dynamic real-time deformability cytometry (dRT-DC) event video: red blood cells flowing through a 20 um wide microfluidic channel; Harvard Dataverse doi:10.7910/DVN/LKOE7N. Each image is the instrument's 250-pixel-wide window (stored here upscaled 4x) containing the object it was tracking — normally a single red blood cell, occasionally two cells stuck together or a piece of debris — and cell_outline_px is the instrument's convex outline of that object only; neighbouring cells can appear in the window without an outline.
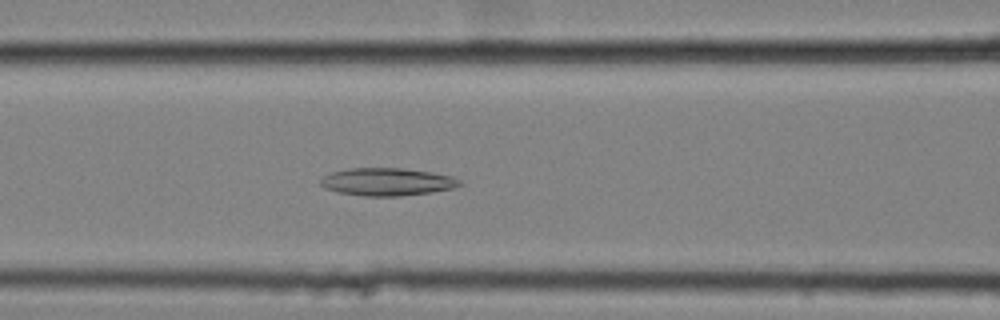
{"species": "common noctule bat (a hibernating species)", "species_latin": "Nyctalus noctula", "temperature_condition": "cold", "stored_images_in_passage": 56, "camera_frame_rate_fps": 3000, "um_per_image_px": 0.085, "animal": {"sex": "female", "body_mass_g": 25.1}, "frame": {"image": 1, "passage_image": 24, "time_ms": 7.667, "image_size_px": [1000, 320], "cell_outline_px": [[464, 184], [452, 188], [432, 192], [400, 196], [364, 196], [340, 192], [324, 188], [320, 184], [320, 180], [324, 176], [332, 172], [348, 168], [400, 168], [432, 172], [452, 176], [460, 180]], "centroid_in_image_um": [32.92, 15.45], "position_along_channel_um": 133.7, "area_um2": 22.43}}
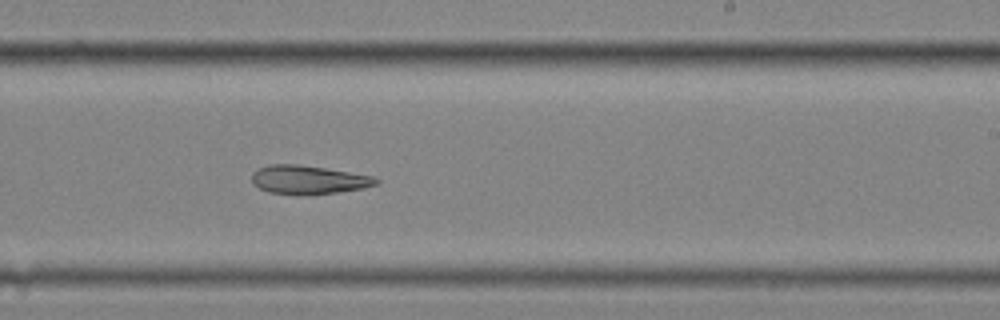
{"frame": {"image": 2, "passage_image": 35, "time_ms": 11.333, "image_size_px": [1000, 320], "cell_outline_px": [[380, 180], [376, 184], [364, 188], [308, 196], [268, 192], [252, 184], [252, 172], [268, 164], [296, 164], [324, 168], [372, 176]], "centroid_in_image_um": [26.17, 15.29], "position_along_channel_um": 262.8, "area_um2": 20.75}}
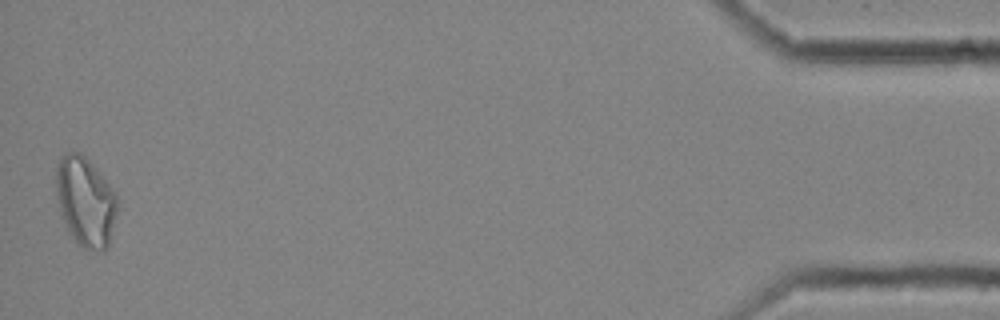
{"frame": {"image": 3, "passage_image": 56, "time_ms": 18.333, "image_size_px": [1000, 320], "cell_outline_px": [[120, 204], [108, 248], [104, 252], [84, 248], [68, 232], [60, 216], [56, 196], [56, 168], [64, 152], [80, 152], [92, 164], [116, 192], [120, 200]], "centroid_in_image_um": [7.29, 17.16], "position_along_channel_um": 427.9, "area_um2": 32.54}}